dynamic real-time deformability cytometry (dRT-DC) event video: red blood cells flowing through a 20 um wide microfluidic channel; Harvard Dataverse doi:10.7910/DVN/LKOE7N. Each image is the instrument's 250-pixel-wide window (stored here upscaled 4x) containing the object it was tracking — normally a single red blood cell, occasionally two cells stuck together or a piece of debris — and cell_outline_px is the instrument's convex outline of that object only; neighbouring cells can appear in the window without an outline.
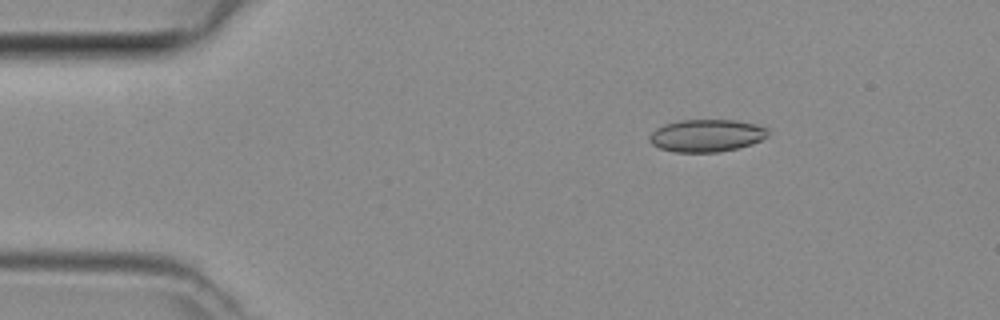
{"species": "common noctule bat (a hibernating species)", "species_latin": "Nyctalus noctula", "temperature_condition": "room temperature", "stored_images_in_passage": 5, "camera_frame_rate_fps": 3000, "um_per_image_px": 0.085, "animal": {"sex": "female", "body_mass_g": 29.2, "forearm_length_mm": 56.3}, "frame": {"image": 1, "passage_image": 2, "time_ms": 0.333, "image_size_px": [1000, 320], "cell_outline_px": [[768, 136], [752, 144], [740, 148], [720, 152], [676, 152], [660, 148], [652, 144], [648, 140], [648, 136], [656, 128], [664, 124], [680, 120], [736, 120], [756, 124], [768, 128]], "centroid_in_image_um": [60.06, 11.52], "position_along_channel_um": 24.9, "area_um2": 22.6}}